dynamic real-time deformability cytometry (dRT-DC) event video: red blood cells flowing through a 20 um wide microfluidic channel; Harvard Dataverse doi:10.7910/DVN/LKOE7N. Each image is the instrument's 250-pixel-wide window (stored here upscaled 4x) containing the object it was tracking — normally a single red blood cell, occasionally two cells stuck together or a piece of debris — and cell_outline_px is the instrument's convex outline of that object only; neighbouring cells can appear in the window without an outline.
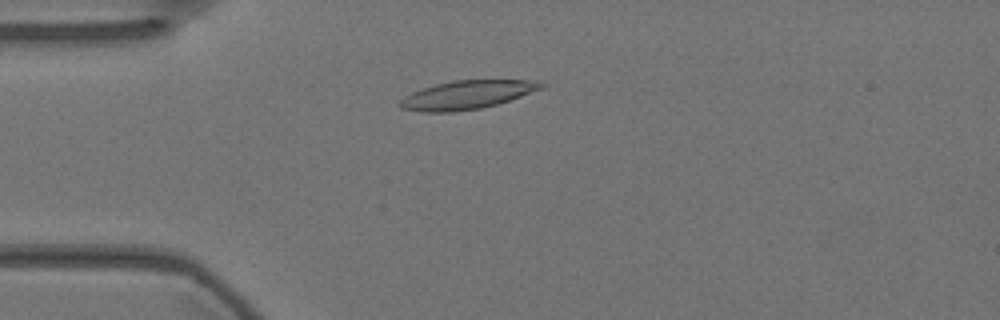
{"species": "Egyptian fruit bat (a non-hibernating species)", "species_latin": "Rousettus aegyptiacus", "temperature_condition": "warm", "stored_images_in_passage": 56, "camera_frame_rate_fps": 3000, "um_per_image_px": 0.085, "animal": {"sex": "female"}, "frame": {"image": 1, "passage_image": 14, "time_ms": 4.333, "image_size_px": [1000, 320], "cell_outline_px": [[548, 84], [544, 88], [496, 104], [480, 108], [452, 112], [420, 112], [400, 108], [396, 104], [404, 96], [420, 88], [436, 84], [456, 80], [528, 80]], "centroid_in_image_um": [39.63, 8.06], "position_along_channel_um": 45.4, "area_um2": 23.47}}
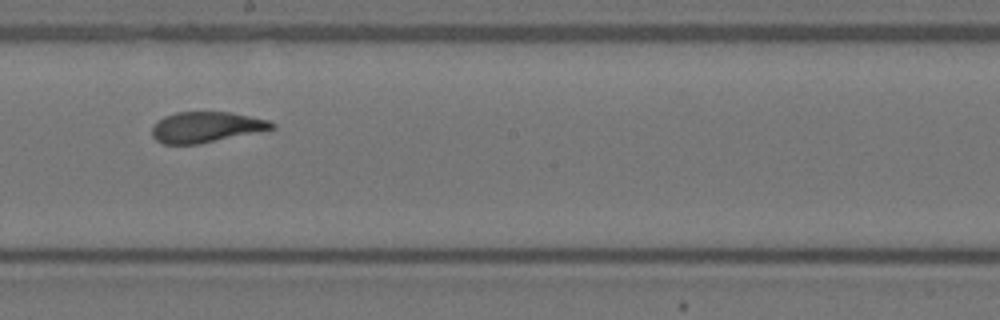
{"frame": {"image": 2, "passage_image": 31, "time_ms": 10.0, "image_size_px": [1000, 320], "cell_outline_px": [[276, 128], [200, 144], [160, 144], [152, 136], [152, 128], [164, 116], [176, 112], [232, 112], [268, 120], [276, 124]], "centroid_in_image_um": [17.53, 10.81], "position_along_channel_um": 230.7, "area_um2": 21.39}}
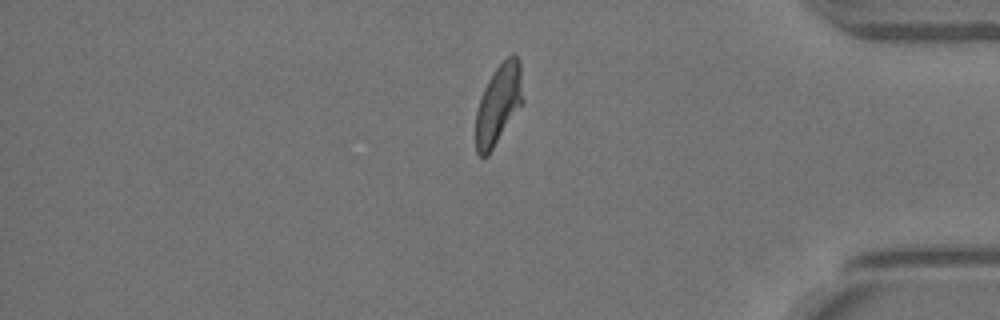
{"frame": {"image": 3, "passage_image": 47, "time_ms": 15.333, "image_size_px": [1000, 320], "cell_outline_px": [[524, 100], [488, 156], [480, 156], [476, 152], [476, 112], [480, 96], [492, 72], [508, 56], [516, 56], [520, 60]], "centroid_in_image_um": [42.37, 8.85], "position_along_channel_um": 392.8, "area_um2": 21.85}, "authors_computed_cell_mechanics": {"area_um2": 22.3397, "velocity_mm_per_s": 3.5686, "shape_relaxation_time_tau1_ms": 3.6079, "shape_relaxation_time_tau2_ms": 1.2127, "deformation_change_tau1": 0.1668, "deformation_change_tau2": 0.0928}}